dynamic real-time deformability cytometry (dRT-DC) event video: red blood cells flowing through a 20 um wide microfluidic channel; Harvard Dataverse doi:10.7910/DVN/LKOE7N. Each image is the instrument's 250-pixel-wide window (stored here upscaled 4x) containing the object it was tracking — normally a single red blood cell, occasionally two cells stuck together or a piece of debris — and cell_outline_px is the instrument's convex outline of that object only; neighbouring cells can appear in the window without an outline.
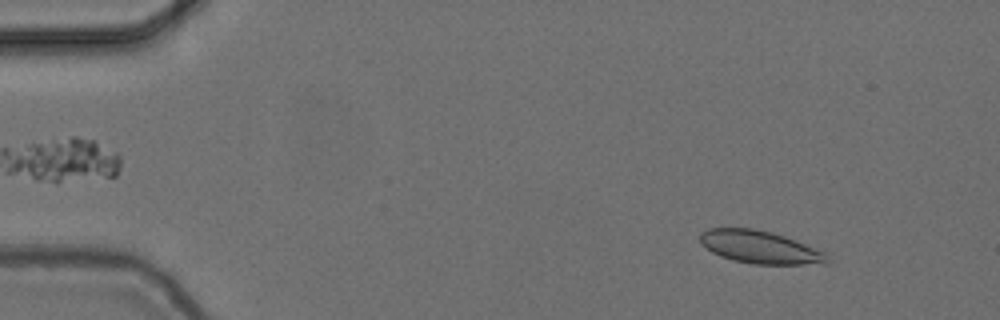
{"species": "common noctule bat (a hibernating species)", "species_latin": "Nyctalus noctula", "temperature_condition": "cold", "stored_images_in_passage": 56, "camera_frame_rate_fps": 3000, "um_per_image_px": 0.085, "animal": {"sex": "female", "body_mass_g": 24.6, "forearm_length_mm": 56.2}, "frame": {"image": 1, "passage_image": 7, "time_ms": 2.0, "image_size_px": [1000, 320], "cell_outline_px": [[832, 260], [828, 264], [752, 264], [732, 260], [720, 256], [712, 252], [700, 244], [700, 232], [708, 228], [752, 228], [772, 232], [784, 236], [824, 252]], "centroid_in_image_um": [64.58, 21.01], "position_along_channel_um": 20.4, "area_um2": 24.33}}
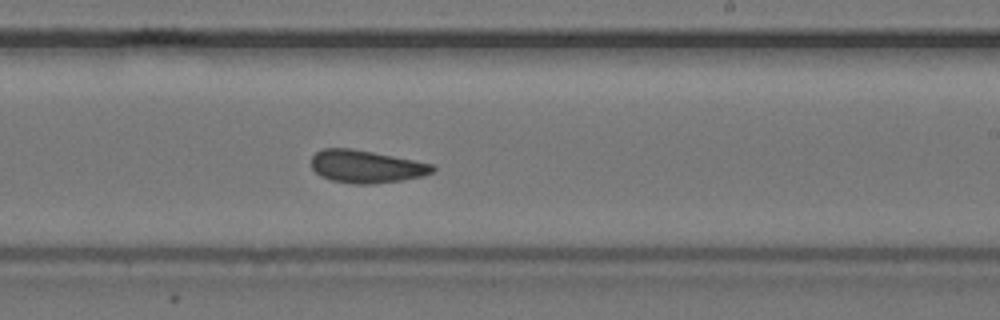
{"frame": {"image": 2, "passage_image": 34, "time_ms": 11.0, "image_size_px": [1000, 320], "cell_outline_px": [[436, 168], [432, 172], [424, 176], [404, 180], [372, 184], [352, 184], [332, 180], [320, 176], [312, 168], [312, 156], [316, 152], [324, 148], [352, 148], [432, 164]], "centroid_in_image_um": [31.11, 14.16], "position_along_channel_um": 257.9, "area_um2": 23.0}}
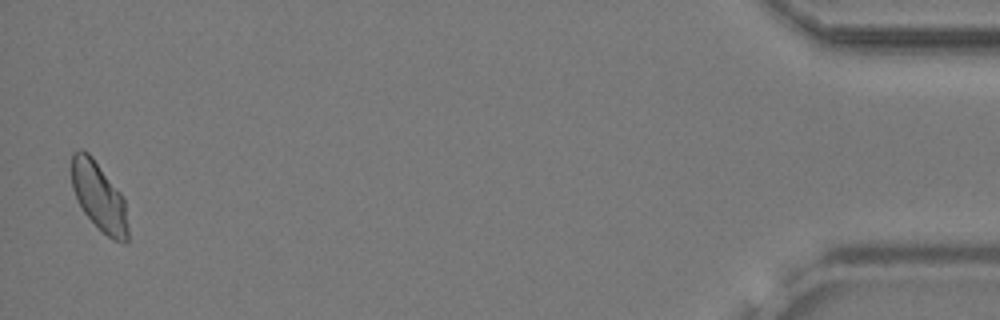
{"frame": {"image": 3, "passage_image": 55, "time_ms": 18.0, "image_size_px": [1000, 320], "cell_outline_px": [[128, 240], [124, 244], [112, 240], [84, 212], [72, 188], [72, 152], [80, 148], [88, 152], [92, 156], [120, 192], [124, 200], [128, 228]], "centroid_in_image_um": [8.42, 16.7], "position_along_channel_um": 426.8, "area_um2": 22.2}, "authors_computed_cell_mechanics": {"area_um2": 23.0622, "velocity_mm_per_s": 3.7102, "shape_relaxation_time_tau1_ms": null, "shape_relaxation_time_tau2_ms": 3.2002, "deformation_change_tau1": null, "deformation_change_tau2": 0.0757}}